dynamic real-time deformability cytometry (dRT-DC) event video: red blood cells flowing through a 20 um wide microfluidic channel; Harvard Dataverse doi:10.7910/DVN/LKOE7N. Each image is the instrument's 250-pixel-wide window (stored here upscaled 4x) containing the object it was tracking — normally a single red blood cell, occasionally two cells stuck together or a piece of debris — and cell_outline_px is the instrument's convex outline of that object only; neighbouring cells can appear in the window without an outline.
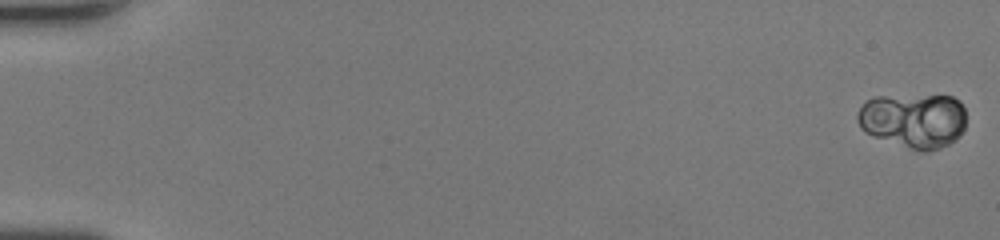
{"species": "human", "species_latin": "Homo sapiens", "temperature_condition": "room temperature", "stored_images_in_passage": 52, "segment_of_instrument_passage": [1, 2], "camera_frame_rate_fps": 3000, "um_per_image_px": 0.085, "donor": {"sex": "female"}, "frame": {"image": 1, "passage_image": 1, "time_ms": 0.0, "image_size_px": [1000, 240], "cell_outline_px": [[964, 128], [960, 136], [956, 140], [940, 148], [924, 152], [920, 152], [908, 148], [876, 136], [860, 128], [856, 120], [856, 116], [860, 108], [872, 96], [952, 96], [964, 108]], "centroid_in_image_um": [77.64, 10.24], "position_along_channel_um": 7.4, "area_um2": 34.45}}
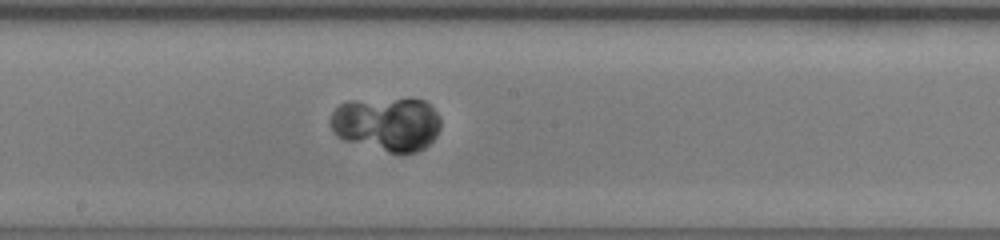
{"frame": {"image": 2, "passage_image": 30, "time_ms": 9.667, "image_size_px": [1000, 240], "cell_outline_px": [[440, 128], [436, 136], [424, 148], [416, 152], [388, 152], [344, 140], [332, 128], [332, 112], [340, 104], [348, 100], [424, 100], [436, 112], [440, 120]], "centroid_in_image_um": [32.9, 10.55], "position_along_channel_um": 215.3, "area_um2": 33.99}}
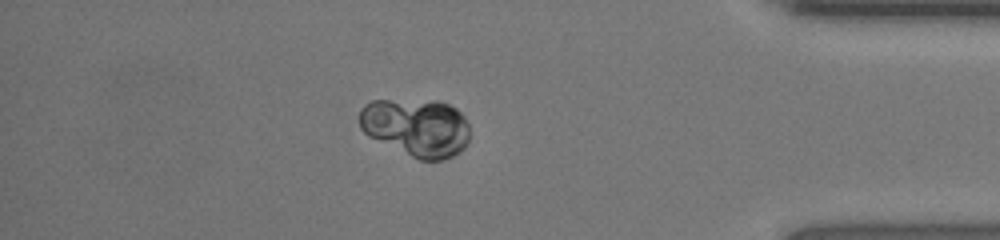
{"frame": {"image": 3, "passage_image": 45, "time_ms": 14.667, "image_size_px": [1000, 240], "cell_outline_px": [[468, 140], [464, 148], [452, 156], [444, 160], [420, 160], [368, 136], [360, 128], [360, 108], [364, 104], [372, 100], [436, 100], [448, 104], [456, 108], [464, 116], [468, 124]], "centroid_in_image_um": [35.38, 10.81], "position_along_channel_um": 399.8, "area_um2": 37.34}}